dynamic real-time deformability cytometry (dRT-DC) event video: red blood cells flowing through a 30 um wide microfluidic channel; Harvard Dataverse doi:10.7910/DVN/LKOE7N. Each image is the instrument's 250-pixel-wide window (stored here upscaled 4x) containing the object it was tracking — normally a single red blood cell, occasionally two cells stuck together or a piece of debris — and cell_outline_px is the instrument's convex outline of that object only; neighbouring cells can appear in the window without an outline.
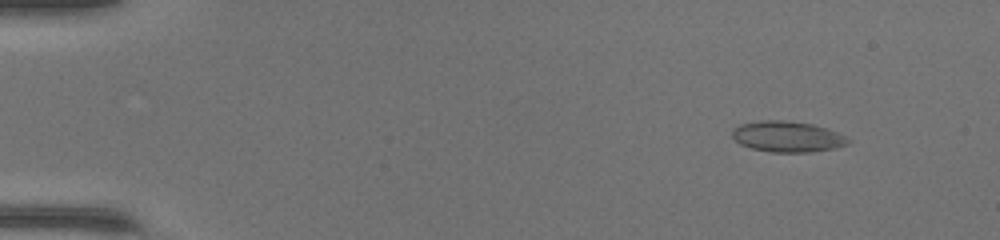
{"species": "common noctule bat (a hibernating species)", "species_latin": "Nyctalus noctula", "temperature_condition": "warm", "stored_images_in_passage": 45, "camera_frame_rate_fps": 3000, "um_per_image_px": 0.085, "animal": {"sex": "female", "body_mass_g": 17.0, "forearm_length_mm": 48.0}, "frame": {"image": 1, "passage_image": 5, "time_ms": 1.333, "image_size_px": [1000, 240], "cell_outline_px": [[852, 140], [848, 144], [836, 148], [808, 152], [772, 152], [752, 148], [740, 144], [732, 136], [732, 132], [740, 124], [760, 120], [780, 120], [812, 124], [836, 132]], "centroid_in_image_um": [66.93, 11.62], "position_along_channel_um": 18.1, "area_um2": 20.58}}
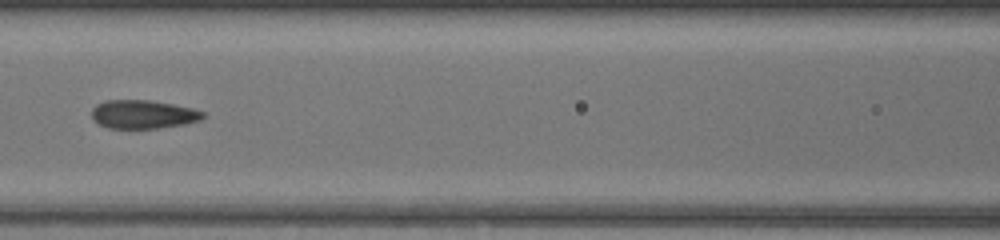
{"frame": {"image": 2, "passage_image": 23, "time_ms": 7.333, "image_size_px": [1000, 240], "cell_outline_px": [[204, 116], [200, 120], [184, 124], [156, 128], [108, 128], [92, 120], [92, 108], [96, 104], [104, 100], [148, 100], [172, 104], [192, 108], [204, 112]], "centroid_in_image_um": [12.12, 9.71], "position_along_channel_um": 154.5, "area_um2": 18.44}}
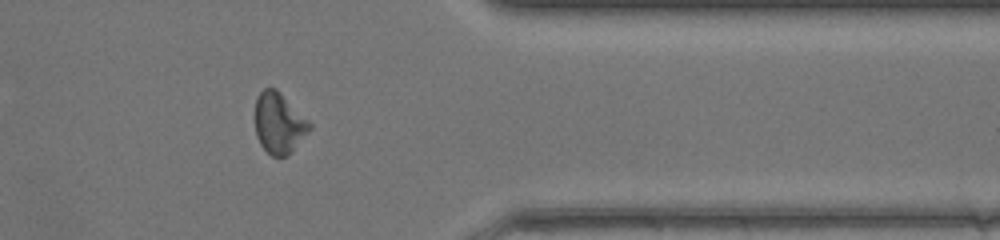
{"frame": {"image": 3, "passage_image": 40, "time_ms": 13.0, "image_size_px": [1000, 240], "cell_outline_px": [[312, 128], [288, 156], [272, 156], [260, 144], [256, 136], [256, 100], [260, 92], [264, 88], [276, 88], [312, 124]], "centroid_in_image_um": [23.72, 10.48], "position_along_channel_um": 387.7, "area_um2": 19.13}}